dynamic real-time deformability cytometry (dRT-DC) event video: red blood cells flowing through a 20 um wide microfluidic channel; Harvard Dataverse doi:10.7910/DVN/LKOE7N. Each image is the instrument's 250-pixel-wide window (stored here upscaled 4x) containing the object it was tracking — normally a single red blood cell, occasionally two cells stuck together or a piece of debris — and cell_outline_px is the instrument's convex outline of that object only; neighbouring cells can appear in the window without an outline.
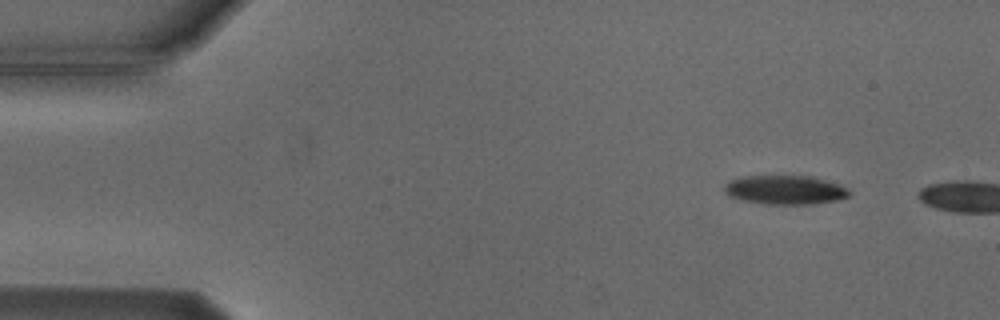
{"species": "Egyptian fruit bat (a non-hibernating species)", "species_latin": "Rousettus aegyptiacus", "temperature_condition": "cold", "stored_images_in_passage": 2, "camera_frame_rate_fps": 3000, "um_per_image_px": 0.085, "animal": {"sex": "male"}, "frame": {"image": 1, "passage_image": 1, "time_ms": 0.0, "image_size_px": [1000, 320], "cell_outline_px": [[852, 192], [848, 196], [836, 200], [812, 204], [768, 204], [744, 200], [728, 196], [724, 192], [724, 184], [728, 180], [740, 176], [808, 176], [840, 184], [848, 188]], "centroid_in_image_um": [66.7, 16.13], "position_along_channel_um": 18.3, "area_um2": 21.15}}